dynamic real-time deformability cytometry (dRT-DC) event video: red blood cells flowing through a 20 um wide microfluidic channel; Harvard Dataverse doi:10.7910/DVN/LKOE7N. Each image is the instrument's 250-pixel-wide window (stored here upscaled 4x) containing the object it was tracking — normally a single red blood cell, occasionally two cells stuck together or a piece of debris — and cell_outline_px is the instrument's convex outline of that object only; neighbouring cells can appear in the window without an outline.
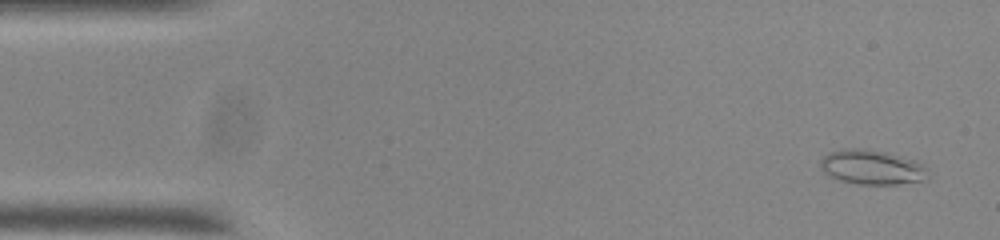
{"species": "common noctule bat (a hibernating species)", "species_latin": "Nyctalus noctula", "temperature_condition": "room temperature", "stored_images_in_passage": 54, "camera_frame_rate_fps": 3000, "um_per_image_px": 0.085, "animal": {"sex": "male", "body_mass_g": 20.0, "forearm_length_mm": 53.3}, "frame": {"image": 1, "passage_image": 3, "time_ms": 0.667, "image_size_px": [1000, 240], "cell_outline_px": [[928, 168], [924, 180], [896, 184], [856, 184], [840, 180], [824, 172], [820, 168], [820, 160], [828, 152], [844, 148], [868, 148], [888, 152], [916, 160], [924, 164]], "centroid_in_image_um": [74.11, 14.19], "position_along_channel_um": 10.9, "area_um2": 21.91}}
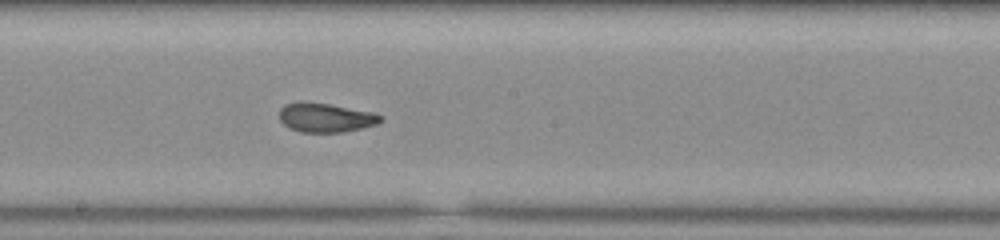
{"frame": {"image": 2, "passage_image": 29, "time_ms": 9.333, "image_size_px": [1000, 240], "cell_outline_px": [[384, 120], [376, 124], [360, 128], [340, 132], [300, 132], [288, 128], [280, 120], [280, 108], [284, 104], [300, 100], [328, 104], [372, 112], [384, 116]], "centroid_in_image_um": [27.64, 9.98], "position_along_channel_um": 220.6, "area_um2": 17.28}}
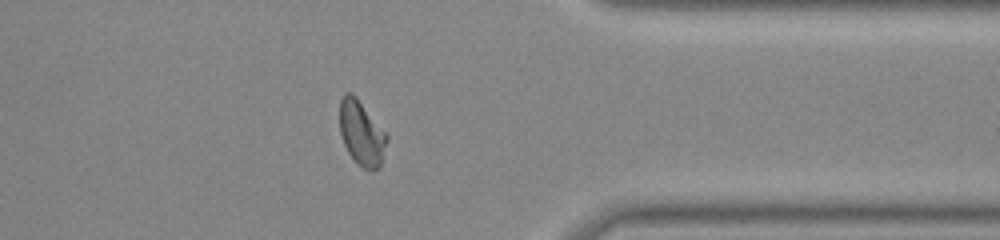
{"frame": {"image": 3, "passage_image": 43, "time_ms": 14.0, "image_size_px": [1000, 240], "cell_outline_px": [[388, 140], [380, 168], [372, 172], [368, 172], [360, 168], [356, 164], [348, 152], [344, 144], [340, 132], [340, 100], [344, 92], [352, 92], [356, 96], [388, 136]], "centroid_in_image_um": [30.74, 11.37], "position_along_channel_um": 380.7, "area_um2": 18.09}, "authors_computed_cell_mechanics": {"area_um2": 17.7446, "velocity_mm_per_s": 3.7282, "shape_relaxation_time_tau1_ms": 7.603, "shape_relaxation_time_tau2_ms": 1.6914, "deformation_change_tau1": 0.2007, "deformation_change_tau2": 0.0779}}